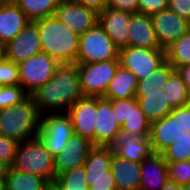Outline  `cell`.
Returning a JSON list of instances; mask_svg holds the SVG:
<instances>
[{
    "instance_id": "cell-35",
    "label": "cell",
    "mask_w": 190,
    "mask_h": 190,
    "mask_svg": "<svg viewBox=\"0 0 190 190\" xmlns=\"http://www.w3.org/2000/svg\"><path fill=\"white\" fill-rule=\"evenodd\" d=\"M168 180L185 186L190 183V160L167 162Z\"/></svg>"
},
{
    "instance_id": "cell-23",
    "label": "cell",
    "mask_w": 190,
    "mask_h": 190,
    "mask_svg": "<svg viewBox=\"0 0 190 190\" xmlns=\"http://www.w3.org/2000/svg\"><path fill=\"white\" fill-rule=\"evenodd\" d=\"M110 169L117 190H139L141 182L140 163L121 158L113 153Z\"/></svg>"
},
{
    "instance_id": "cell-28",
    "label": "cell",
    "mask_w": 190,
    "mask_h": 190,
    "mask_svg": "<svg viewBox=\"0 0 190 190\" xmlns=\"http://www.w3.org/2000/svg\"><path fill=\"white\" fill-rule=\"evenodd\" d=\"M60 0H17L16 5L30 21L54 16Z\"/></svg>"
},
{
    "instance_id": "cell-12",
    "label": "cell",
    "mask_w": 190,
    "mask_h": 190,
    "mask_svg": "<svg viewBox=\"0 0 190 190\" xmlns=\"http://www.w3.org/2000/svg\"><path fill=\"white\" fill-rule=\"evenodd\" d=\"M150 17L158 43L164 50L185 35L190 29V22L169 8L152 14Z\"/></svg>"
},
{
    "instance_id": "cell-41",
    "label": "cell",
    "mask_w": 190,
    "mask_h": 190,
    "mask_svg": "<svg viewBox=\"0 0 190 190\" xmlns=\"http://www.w3.org/2000/svg\"><path fill=\"white\" fill-rule=\"evenodd\" d=\"M168 8L190 22V0H169Z\"/></svg>"
},
{
    "instance_id": "cell-38",
    "label": "cell",
    "mask_w": 190,
    "mask_h": 190,
    "mask_svg": "<svg viewBox=\"0 0 190 190\" xmlns=\"http://www.w3.org/2000/svg\"><path fill=\"white\" fill-rule=\"evenodd\" d=\"M18 144L16 140L0 135V161L11 167L15 160Z\"/></svg>"
},
{
    "instance_id": "cell-19",
    "label": "cell",
    "mask_w": 190,
    "mask_h": 190,
    "mask_svg": "<svg viewBox=\"0 0 190 190\" xmlns=\"http://www.w3.org/2000/svg\"><path fill=\"white\" fill-rule=\"evenodd\" d=\"M130 16V13L109 7L98 13L99 25L119 49L128 46Z\"/></svg>"
},
{
    "instance_id": "cell-43",
    "label": "cell",
    "mask_w": 190,
    "mask_h": 190,
    "mask_svg": "<svg viewBox=\"0 0 190 190\" xmlns=\"http://www.w3.org/2000/svg\"><path fill=\"white\" fill-rule=\"evenodd\" d=\"M100 13L107 8V0H72Z\"/></svg>"
},
{
    "instance_id": "cell-15",
    "label": "cell",
    "mask_w": 190,
    "mask_h": 190,
    "mask_svg": "<svg viewBox=\"0 0 190 190\" xmlns=\"http://www.w3.org/2000/svg\"><path fill=\"white\" fill-rule=\"evenodd\" d=\"M107 147L117 156L137 163H141L153 153L149 136L129 135L122 131Z\"/></svg>"
},
{
    "instance_id": "cell-34",
    "label": "cell",
    "mask_w": 190,
    "mask_h": 190,
    "mask_svg": "<svg viewBox=\"0 0 190 190\" xmlns=\"http://www.w3.org/2000/svg\"><path fill=\"white\" fill-rule=\"evenodd\" d=\"M30 94L20 85L0 86V110L25 101Z\"/></svg>"
},
{
    "instance_id": "cell-49",
    "label": "cell",
    "mask_w": 190,
    "mask_h": 190,
    "mask_svg": "<svg viewBox=\"0 0 190 190\" xmlns=\"http://www.w3.org/2000/svg\"><path fill=\"white\" fill-rule=\"evenodd\" d=\"M184 190H190V183H188L187 185L183 186Z\"/></svg>"
},
{
    "instance_id": "cell-37",
    "label": "cell",
    "mask_w": 190,
    "mask_h": 190,
    "mask_svg": "<svg viewBox=\"0 0 190 190\" xmlns=\"http://www.w3.org/2000/svg\"><path fill=\"white\" fill-rule=\"evenodd\" d=\"M109 101L112 103L114 115L116 116L115 118L120 126H122L125 121L130 118L131 107H134L138 103V100L135 97Z\"/></svg>"
},
{
    "instance_id": "cell-30",
    "label": "cell",
    "mask_w": 190,
    "mask_h": 190,
    "mask_svg": "<svg viewBox=\"0 0 190 190\" xmlns=\"http://www.w3.org/2000/svg\"><path fill=\"white\" fill-rule=\"evenodd\" d=\"M84 165L56 176L52 186L56 190H88Z\"/></svg>"
},
{
    "instance_id": "cell-32",
    "label": "cell",
    "mask_w": 190,
    "mask_h": 190,
    "mask_svg": "<svg viewBox=\"0 0 190 190\" xmlns=\"http://www.w3.org/2000/svg\"><path fill=\"white\" fill-rule=\"evenodd\" d=\"M150 124L137 103L134 107H131L130 118L121 126V131L129 135L149 136Z\"/></svg>"
},
{
    "instance_id": "cell-5",
    "label": "cell",
    "mask_w": 190,
    "mask_h": 190,
    "mask_svg": "<svg viewBox=\"0 0 190 190\" xmlns=\"http://www.w3.org/2000/svg\"><path fill=\"white\" fill-rule=\"evenodd\" d=\"M119 59V48L97 23L79 37L77 64H90Z\"/></svg>"
},
{
    "instance_id": "cell-27",
    "label": "cell",
    "mask_w": 190,
    "mask_h": 190,
    "mask_svg": "<svg viewBox=\"0 0 190 190\" xmlns=\"http://www.w3.org/2000/svg\"><path fill=\"white\" fill-rule=\"evenodd\" d=\"M175 71V68L166 60L148 77L138 81L136 93H153L162 91L169 77Z\"/></svg>"
},
{
    "instance_id": "cell-50",
    "label": "cell",
    "mask_w": 190,
    "mask_h": 190,
    "mask_svg": "<svg viewBox=\"0 0 190 190\" xmlns=\"http://www.w3.org/2000/svg\"><path fill=\"white\" fill-rule=\"evenodd\" d=\"M17 0H6V3H16Z\"/></svg>"
},
{
    "instance_id": "cell-18",
    "label": "cell",
    "mask_w": 190,
    "mask_h": 190,
    "mask_svg": "<svg viewBox=\"0 0 190 190\" xmlns=\"http://www.w3.org/2000/svg\"><path fill=\"white\" fill-rule=\"evenodd\" d=\"M182 132L178 125V108H173L169 115L152 122L149 140L153 153L161 154Z\"/></svg>"
},
{
    "instance_id": "cell-21",
    "label": "cell",
    "mask_w": 190,
    "mask_h": 190,
    "mask_svg": "<svg viewBox=\"0 0 190 190\" xmlns=\"http://www.w3.org/2000/svg\"><path fill=\"white\" fill-rule=\"evenodd\" d=\"M127 28L128 46L161 48L156 38L150 16L142 13L131 14Z\"/></svg>"
},
{
    "instance_id": "cell-45",
    "label": "cell",
    "mask_w": 190,
    "mask_h": 190,
    "mask_svg": "<svg viewBox=\"0 0 190 190\" xmlns=\"http://www.w3.org/2000/svg\"><path fill=\"white\" fill-rule=\"evenodd\" d=\"M161 190H184V189L183 186H180L179 184L168 180L165 186Z\"/></svg>"
},
{
    "instance_id": "cell-51",
    "label": "cell",
    "mask_w": 190,
    "mask_h": 190,
    "mask_svg": "<svg viewBox=\"0 0 190 190\" xmlns=\"http://www.w3.org/2000/svg\"><path fill=\"white\" fill-rule=\"evenodd\" d=\"M48 190H56L54 186H51Z\"/></svg>"
},
{
    "instance_id": "cell-22",
    "label": "cell",
    "mask_w": 190,
    "mask_h": 190,
    "mask_svg": "<svg viewBox=\"0 0 190 190\" xmlns=\"http://www.w3.org/2000/svg\"><path fill=\"white\" fill-rule=\"evenodd\" d=\"M30 22L15 3L0 4V44L13 40Z\"/></svg>"
},
{
    "instance_id": "cell-36",
    "label": "cell",
    "mask_w": 190,
    "mask_h": 190,
    "mask_svg": "<svg viewBox=\"0 0 190 190\" xmlns=\"http://www.w3.org/2000/svg\"><path fill=\"white\" fill-rule=\"evenodd\" d=\"M20 84L18 63L8 60L6 57L0 59V86Z\"/></svg>"
},
{
    "instance_id": "cell-10",
    "label": "cell",
    "mask_w": 190,
    "mask_h": 190,
    "mask_svg": "<svg viewBox=\"0 0 190 190\" xmlns=\"http://www.w3.org/2000/svg\"><path fill=\"white\" fill-rule=\"evenodd\" d=\"M58 64L44 52L19 62L20 85L31 95L52 78Z\"/></svg>"
},
{
    "instance_id": "cell-52",
    "label": "cell",
    "mask_w": 190,
    "mask_h": 190,
    "mask_svg": "<svg viewBox=\"0 0 190 190\" xmlns=\"http://www.w3.org/2000/svg\"><path fill=\"white\" fill-rule=\"evenodd\" d=\"M1 3H6V0H0V4H1Z\"/></svg>"
},
{
    "instance_id": "cell-40",
    "label": "cell",
    "mask_w": 190,
    "mask_h": 190,
    "mask_svg": "<svg viewBox=\"0 0 190 190\" xmlns=\"http://www.w3.org/2000/svg\"><path fill=\"white\" fill-rule=\"evenodd\" d=\"M107 7L134 14L138 13V0H107Z\"/></svg>"
},
{
    "instance_id": "cell-1",
    "label": "cell",
    "mask_w": 190,
    "mask_h": 190,
    "mask_svg": "<svg viewBox=\"0 0 190 190\" xmlns=\"http://www.w3.org/2000/svg\"><path fill=\"white\" fill-rule=\"evenodd\" d=\"M41 115L67 112L85 95L77 63H59L52 78L31 94Z\"/></svg>"
},
{
    "instance_id": "cell-31",
    "label": "cell",
    "mask_w": 190,
    "mask_h": 190,
    "mask_svg": "<svg viewBox=\"0 0 190 190\" xmlns=\"http://www.w3.org/2000/svg\"><path fill=\"white\" fill-rule=\"evenodd\" d=\"M166 60L175 68L190 65V29L166 50Z\"/></svg>"
},
{
    "instance_id": "cell-42",
    "label": "cell",
    "mask_w": 190,
    "mask_h": 190,
    "mask_svg": "<svg viewBox=\"0 0 190 190\" xmlns=\"http://www.w3.org/2000/svg\"><path fill=\"white\" fill-rule=\"evenodd\" d=\"M178 125L181 130L190 132V102L178 107Z\"/></svg>"
},
{
    "instance_id": "cell-14",
    "label": "cell",
    "mask_w": 190,
    "mask_h": 190,
    "mask_svg": "<svg viewBox=\"0 0 190 190\" xmlns=\"http://www.w3.org/2000/svg\"><path fill=\"white\" fill-rule=\"evenodd\" d=\"M93 147L90 139L73 134L67 145L54 157L55 178L63 172L84 165Z\"/></svg>"
},
{
    "instance_id": "cell-7",
    "label": "cell",
    "mask_w": 190,
    "mask_h": 190,
    "mask_svg": "<svg viewBox=\"0 0 190 190\" xmlns=\"http://www.w3.org/2000/svg\"><path fill=\"white\" fill-rule=\"evenodd\" d=\"M166 61L162 48L127 46L119 49V62L122 67L135 74L138 81L145 79Z\"/></svg>"
},
{
    "instance_id": "cell-9",
    "label": "cell",
    "mask_w": 190,
    "mask_h": 190,
    "mask_svg": "<svg viewBox=\"0 0 190 190\" xmlns=\"http://www.w3.org/2000/svg\"><path fill=\"white\" fill-rule=\"evenodd\" d=\"M119 65V59L90 64H78L84 95L103 97Z\"/></svg>"
},
{
    "instance_id": "cell-25",
    "label": "cell",
    "mask_w": 190,
    "mask_h": 190,
    "mask_svg": "<svg viewBox=\"0 0 190 190\" xmlns=\"http://www.w3.org/2000/svg\"><path fill=\"white\" fill-rule=\"evenodd\" d=\"M135 98L147 120L152 123L169 115L173 108L166 101L163 91L153 93H136Z\"/></svg>"
},
{
    "instance_id": "cell-16",
    "label": "cell",
    "mask_w": 190,
    "mask_h": 190,
    "mask_svg": "<svg viewBox=\"0 0 190 190\" xmlns=\"http://www.w3.org/2000/svg\"><path fill=\"white\" fill-rule=\"evenodd\" d=\"M112 103L102 97H96V122L94 127V146H108L121 131L115 118Z\"/></svg>"
},
{
    "instance_id": "cell-29",
    "label": "cell",
    "mask_w": 190,
    "mask_h": 190,
    "mask_svg": "<svg viewBox=\"0 0 190 190\" xmlns=\"http://www.w3.org/2000/svg\"><path fill=\"white\" fill-rule=\"evenodd\" d=\"M162 91L172 108L185 106L190 102V93L177 71L169 77Z\"/></svg>"
},
{
    "instance_id": "cell-33",
    "label": "cell",
    "mask_w": 190,
    "mask_h": 190,
    "mask_svg": "<svg viewBox=\"0 0 190 190\" xmlns=\"http://www.w3.org/2000/svg\"><path fill=\"white\" fill-rule=\"evenodd\" d=\"M166 162L190 160V132L183 130L175 142L161 153Z\"/></svg>"
},
{
    "instance_id": "cell-2",
    "label": "cell",
    "mask_w": 190,
    "mask_h": 190,
    "mask_svg": "<svg viewBox=\"0 0 190 190\" xmlns=\"http://www.w3.org/2000/svg\"><path fill=\"white\" fill-rule=\"evenodd\" d=\"M37 24L42 52L58 63H76L79 35L70 30L55 16L34 21Z\"/></svg>"
},
{
    "instance_id": "cell-11",
    "label": "cell",
    "mask_w": 190,
    "mask_h": 190,
    "mask_svg": "<svg viewBox=\"0 0 190 190\" xmlns=\"http://www.w3.org/2000/svg\"><path fill=\"white\" fill-rule=\"evenodd\" d=\"M54 16L77 35L98 23V13L72 0H60Z\"/></svg>"
},
{
    "instance_id": "cell-44",
    "label": "cell",
    "mask_w": 190,
    "mask_h": 190,
    "mask_svg": "<svg viewBox=\"0 0 190 190\" xmlns=\"http://www.w3.org/2000/svg\"><path fill=\"white\" fill-rule=\"evenodd\" d=\"M190 93V65H182L176 69Z\"/></svg>"
},
{
    "instance_id": "cell-46",
    "label": "cell",
    "mask_w": 190,
    "mask_h": 190,
    "mask_svg": "<svg viewBox=\"0 0 190 190\" xmlns=\"http://www.w3.org/2000/svg\"><path fill=\"white\" fill-rule=\"evenodd\" d=\"M9 168L5 162L0 161V179H6Z\"/></svg>"
},
{
    "instance_id": "cell-8",
    "label": "cell",
    "mask_w": 190,
    "mask_h": 190,
    "mask_svg": "<svg viewBox=\"0 0 190 190\" xmlns=\"http://www.w3.org/2000/svg\"><path fill=\"white\" fill-rule=\"evenodd\" d=\"M113 153L107 146H94L84 163L88 190H117L111 161Z\"/></svg>"
},
{
    "instance_id": "cell-4",
    "label": "cell",
    "mask_w": 190,
    "mask_h": 190,
    "mask_svg": "<svg viewBox=\"0 0 190 190\" xmlns=\"http://www.w3.org/2000/svg\"><path fill=\"white\" fill-rule=\"evenodd\" d=\"M12 167L21 172L43 177L51 185L55 181L54 157L38 137L18 144Z\"/></svg>"
},
{
    "instance_id": "cell-39",
    "label": "cell",
    "mask_w": 190,
    "mask_h": 190,
    "mask_svg": "<svg viewBox=\"0 0 190 190\" xmlns=\"http://www.w3.org/2000/svg\"><path fill=\"white\" fill-rule=\"evenodd\" d=\"M169 0H138V13L148 16L168 8Z\"/></svg>"
},
{
    "instance_id": "cell-26",
    "label": "cell",
    "mask_w": 190,
    "mask_h": 190,
    "mask_svg": "<svg viewBox=\"0 0 190 190\" xmlns=\"http://www.w3.org/2000/svg\"><path fill=\"white\" fill-rule=\"evenodd\" d=\"M52 185L43 177L9 168L6 176L7 190H48Z\"/></svg>"
},
{
    "instance_id": "cell-48",
    "label": "cell",
    "mask_w": 190,
    "mask_h": 190,
    "mask_svg": "<svg viewBox=\"0 0 190 190\" xmlns=\"http://www.w3.org/2000/svg\"><path fill=\"white\" fill-rule=\"evenodd\" d=\"M4 57L3 45L0 44V59Z\"/></svg>"
},
{
    "instance_id": "cell-3",
    "label": "cell",
    "mask_w": 190,
    "mask_h": 190,
    "mask_svg": "<svg viewBox=\"0 0 190 190\" xmlns=\"http://www.w3.org/2000/svg\"><path fill=\"white\" fill-rule=\"evenodd\" d=\"M41 114L30 95L25 101L0 110V135L25 142L37 137Z\"/></svg>"
},
{
    "instance_id": "cell-17",
    "label": "cell",
    "mask_w": 190,
    "mask_h": 190,
    "mask_svg": "<svg viewBox=\"0 0 190 190\" xmlns=\"http://www.w3.org/2000/svg\"><path fill=\"white\" fill-rule=\"evenodd\" d=\"M67 113L71 117L74 134L90 139L94 145L96 97L84 96Z\"/></svg>"
},
{
    "instance_id": "cell-13",
    "label": "cell",
    "mask_w": 190,
    "mask_h": 190,
    "mask_svg": "<svg viewBox=\"0 0 190 190\" xmlns=\"http://www.w3.org/2000/svg\"><path fill=\"white\" fill-rule=\"evenodd\" d=\"M3 51L4 57L15 63L42 52L37 24L30 21L13 40L3 46Z\"/></svg>"
},
{
    "instance_id": "cell-6",
    "label": "cell",
    "mask_w": 190,
    "mask_h": 190,
    "mask_svg": "<svg viewBox=\"0 0 190 190\" xmlns=\"http://www.w3.org/2000/svg\"><path fill=\"white\" fill-rule=\"evenodd\" d=\"M73 124L67 112L46 113L41 115L37 137L47 151L55 157L73 136Z\"/></svg>"
},
{
    "instance_id": "cell-20",
    "label": "cell",
    "mask_w": 190,
    "mask_h": 190,
    "mask_svg": "<svg viewBox=\"0 0 190 190\" xmlns=\"http://www.w3.org/2000/svg\"><path fill=\"white\" fill-rule=\"evenodd\" d=\"M139 190H161L168 181L167 162L160 153H152L140 163Z\"/></svg>"
},
{
    "instance_id": "cell-24",
    "label": "cell",
    "mask_w": 190,
    "mask_h": 190,
    "mask_svg": "<svg viewBox=\"0 0 190 190\" xmlns=\"http://www.w3.org/2000/svg\"><path fill=\"white\" fill-rule=\"evenodd\" d=\"M137 86L138 79L135 74L119 65L102 98L106 100L133 98L135 97Z\"/></svg>"
},
{
    "instance_id": "cell-47",
    "label": "cell",
    "mask_w": 190,
    "mask_h": 190,
    "mask_svg": "<svg viewBox=\"0 0 190 190\" xmlns=\"http://www.w3.org/2000/svg\"><path fill=\"white\" fill-rule=\"evenodd\" d=\"M0 190H7L6 179H0Z\"/></svg>"
}]
</instances>
